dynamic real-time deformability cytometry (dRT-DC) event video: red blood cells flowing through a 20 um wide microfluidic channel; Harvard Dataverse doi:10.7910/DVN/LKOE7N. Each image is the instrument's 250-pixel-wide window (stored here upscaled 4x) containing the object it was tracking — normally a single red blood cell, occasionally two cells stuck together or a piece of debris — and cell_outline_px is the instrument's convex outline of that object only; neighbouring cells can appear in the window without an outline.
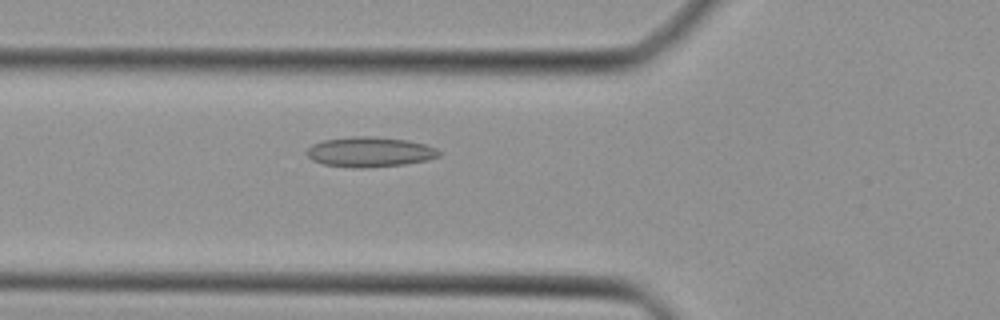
{"species": "Egyptian fruit bat (a non-hibernating species)", "species_latin": "Rousettus aegyptiacus", "temperature_condition": "cold", "stored_images_in_passage": 46, "camera_frame_rate_fps": 3000, "um_per_image_px": 0.085, "animal": {"sex": "female"}, "frame": {"image": 1, "passage_image": 17, "time_ms": 5.333, "image_size_px": [1000, 320], "cell_outline_px": [[440, 156], [428, 160], [404, 164], [368, 168], [352, 168], [324, 164], [312, 160], [304, 152], [312, 144], [324, 140], [352, 136], [372, 136], [408, 140], [424, 144], [436, 148], [440, 152]], "centroid_in_image_um": [31.42, 12.92], "position_along_channel_um": 94.4, "area_um2": 23.29}}
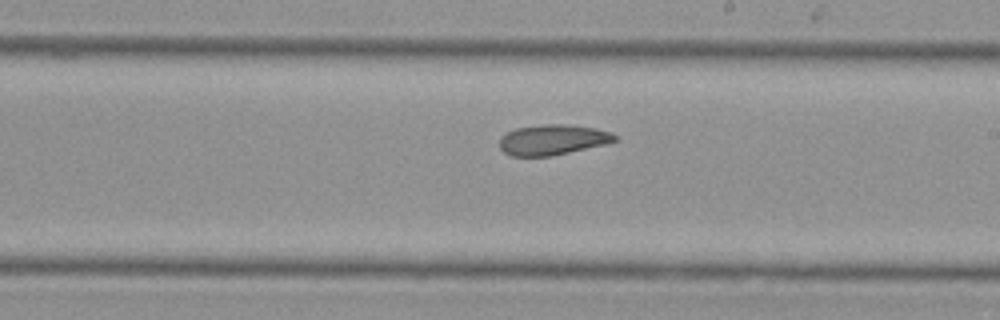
{"frame": {"image": 2, "passage_image": 27, "time_ms": 8.667, "image_size_px": [1000, 320], "cell_outline_px": [[620, 136], [616, 140], [604, 144], [552, 156], [512, 156], [504, 152], [500, 148], [500, 136], [516, 128], [544, 124], [564, 124], [596, 128], [612, 132]], "centroid_in_image_um": [46.99, 11.87], "position_along_channel_um": 242.0, "area_um2": 20.4}}
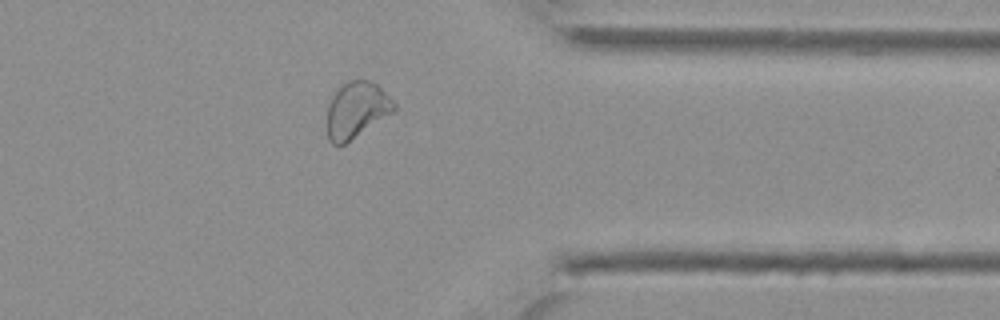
{"frame": {"image": 3, "passage_image": 37, "time_ms": 12.0, "image_size_px": [1000, 320], "cell_outline_px": [[396, 108], [392, 112], [344, 144], [332, 144], [328, 140], [328, 104], [332, 96], [348, 80], [368, 80], [376, 84], [396, 104]], "centroid_in_image_um": [30.29, 9.34], "position_along_channel_um": 381.1, "area_um2": 21.21}}